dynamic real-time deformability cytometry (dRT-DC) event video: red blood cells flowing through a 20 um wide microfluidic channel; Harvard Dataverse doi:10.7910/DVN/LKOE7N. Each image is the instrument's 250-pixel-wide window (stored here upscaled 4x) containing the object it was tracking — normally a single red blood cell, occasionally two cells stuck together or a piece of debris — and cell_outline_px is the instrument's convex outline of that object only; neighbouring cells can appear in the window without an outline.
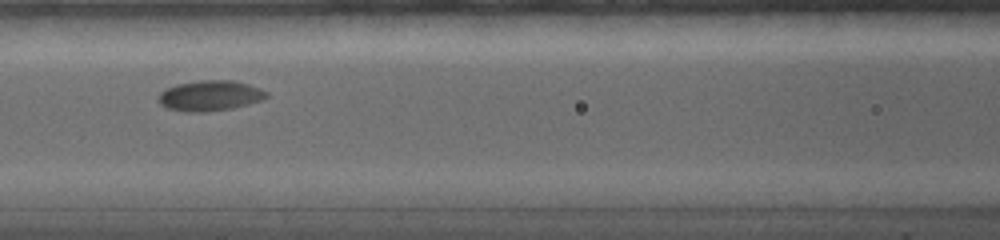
{"species": "common noctule bat (a hibernating species)", "species_latin": "Nyctalus noctula", "temperature_condition": "warm", "stored_images_in_passage": 8, "camera_frame_rate_fps": 5000, "um_per_image_px": 0.085, "animal": {"sex": "female", "body_mass_g": 19.0, "forearm_length_mm": 56.7}, "frame": {"image": 1, "passage_image": 5, "time_ms": 4.2, "image_size_px": [1000, 240], "cell_outline_px": [[268, 96], [260, 100], [232, 108], [204, 112], [188, 112], [168, 108], [160, 104], [160, 92], [176, 84], [200, 80], [232, 80], [248, 84], [260, 88], [268, 92]], "centroid_in_image_um": [17.86, 8.12], "position_along_channel_um": 148.7, "area_um2": 18.9}}
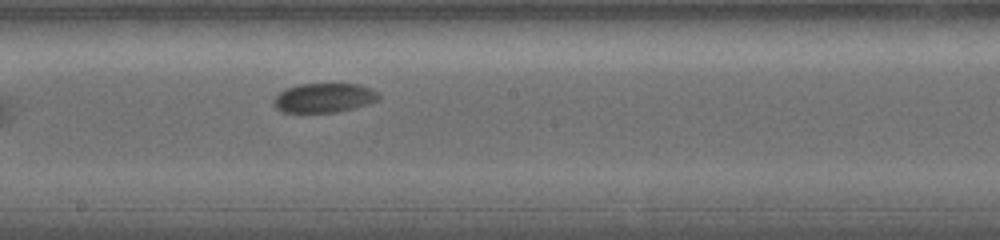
{"frame": {"image": 2, "passage_image": 7, "time_ms": 6.2, "image_size_px": [1000, 240], "cell_outline_px": [[380, 100], [368, 104], [336, 112], [284, 112], [276, 108], [272, 104], [272, 100], [280, 92], [288, 88], [300, 84], [360, 84], [372, 88], [380, 96]], "centroid_in_image_um": [27.56, 8.31], "position_along_channel_um": 220.6, "area_um2": 17.92}}
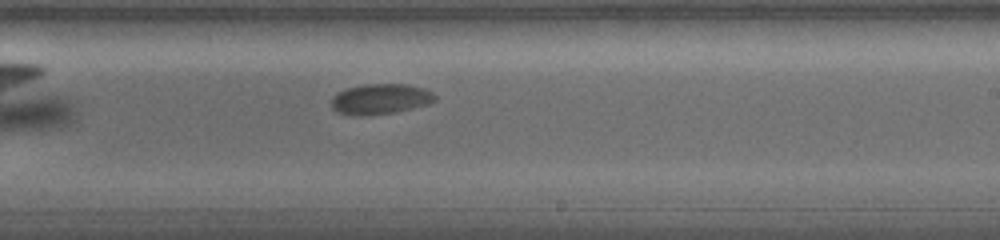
{"frame": {"image": 3, "passage_image": 8, "time_ms": 7.2, "image_size_px": [1000, 240], "cell_outline_px": [[436, 100], [428, 104], [396, 112], [364, 116], [360, 116], [336, 112], [332, 108], [332, 96], [336, 92], [348, 88], [364, 84], [408, 84], [424, 88], [432, 92], [436, 96]], "centroid_in_image_um": [32.33, 8.41], "position_along_channel_um": 256.7, "area_um2": 18.5}}